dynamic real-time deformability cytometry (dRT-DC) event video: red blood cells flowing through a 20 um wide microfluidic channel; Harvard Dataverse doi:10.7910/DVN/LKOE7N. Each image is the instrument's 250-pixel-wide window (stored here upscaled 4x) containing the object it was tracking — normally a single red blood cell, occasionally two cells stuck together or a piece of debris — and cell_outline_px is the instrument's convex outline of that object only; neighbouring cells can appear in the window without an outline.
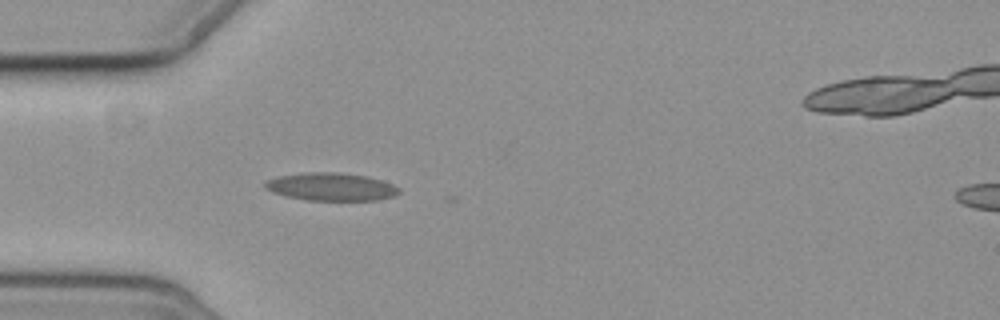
{"species": "common noctule bat (a hibernating species)", "species_latin": "Nyctalus noctula", "temperature_condition": "cold", "stored_images_in_passage": 5, "camera_frame_rate_fps": 3000, "um_per_image_px": 0.085, "animal": {"sex": "female", "body_mass_g": 19.3, "forearm_length_mm": 54.1}, "frame": {"image": 1, "passage_image": 5, "time_ms": 5.667, "image_size_px": [1000, 320], "cell_outline_px": [[400, 192], [396, 196], [376, 200], [308, 200], [288, 196], [272, 192], [264, 188], [264, 180], [280, 176], [304, 172], [340, 172], [368, 176], [392, 184], [400, 188]], "centroid_in_image_um": [28.15, 15.87], "position_along_channel_um": 56.9, "area_um2": 21.85}}